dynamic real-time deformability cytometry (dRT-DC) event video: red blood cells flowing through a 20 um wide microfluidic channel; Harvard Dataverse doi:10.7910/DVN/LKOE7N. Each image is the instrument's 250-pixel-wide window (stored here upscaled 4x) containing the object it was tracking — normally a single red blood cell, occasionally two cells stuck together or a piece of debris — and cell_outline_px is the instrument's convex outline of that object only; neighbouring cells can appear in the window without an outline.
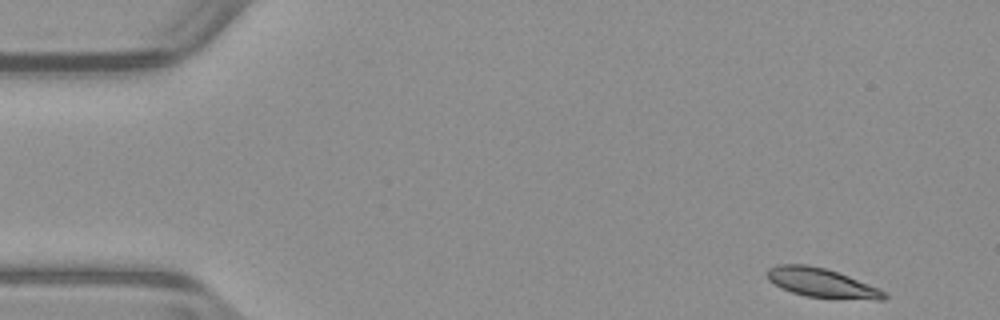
{"species": "common noctule bat (a hibernating species)", "species_latin": "Nyctalus noctula", "temperature_condition": "warm", "stored_images_in_passage": 50, "camera_frame_rate_fps": 3000, "um_per_image_px": 0.085, "animal": {"sex": "male", "body_mass_g": 23.1, "forearm_length_mm": 52.7}, "frame": {"image": 1, "passage_image": 1, "time_ms": 0.0, "image_size_px": [1000, 320], "cell_outline_px": [[888, 296], [884, 300], [876, 300], [804, 296], [780, 288], [768, 280], [764, 272], [768, 268], [776, 264], [808, 264], [824, 268], [848, 276], [880, 288]], "centroid_in_image_um": [69.79, 24.03], "position_along_channel_um": 15.2, "area_um2": 20.0}}
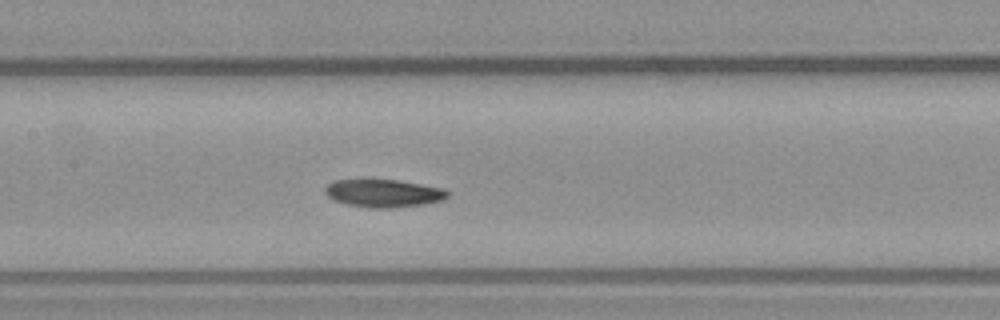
{"frame": {"image": 2, "passage_image": 22, "time_ms": 7.0, "image_size_px": [1000, 320], "cell_outline_px": [[452, 192], [444, 200], [424, 204], [392, 208], [368, 208], [348, 204], [332, 200], [324, 192], [324, 188], [332, 180], [400, 180], [444, 188]], "centroid_in_image_um": [32.63, 16.43], "position_along_channel_um": 174.8, "area_um2": 20.11}}
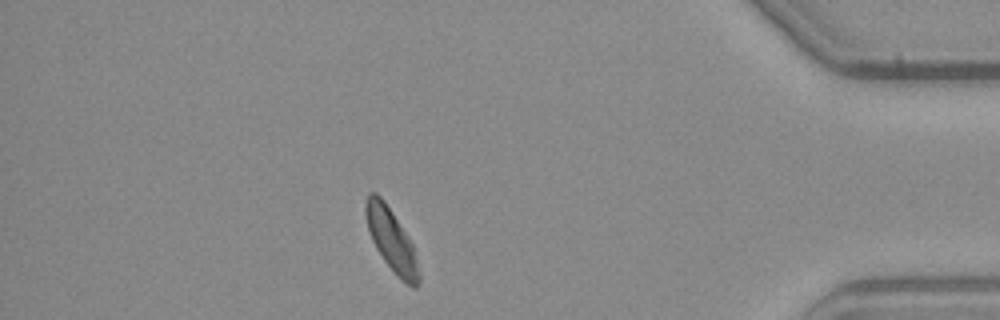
{"frame": {"image": 3, "passage_image": 43, "time_ms": 14.0, "image_size_px": [1000, 320], "cell_outline_px": [[420, 284], [416, 288], [412, 288], [400, 280], [396, 276], [384, 260], [376, 248], [372, 240], [368, 228], [364, 212], [364, 204], [368, 192], [376, 192], [384, 200], [408, 236], [412, 244], [420, 272]], "centroid_in_image_um": [33.27, 20.43], "position_along_channel_um": 401.9, "area_um2": 19.54}}